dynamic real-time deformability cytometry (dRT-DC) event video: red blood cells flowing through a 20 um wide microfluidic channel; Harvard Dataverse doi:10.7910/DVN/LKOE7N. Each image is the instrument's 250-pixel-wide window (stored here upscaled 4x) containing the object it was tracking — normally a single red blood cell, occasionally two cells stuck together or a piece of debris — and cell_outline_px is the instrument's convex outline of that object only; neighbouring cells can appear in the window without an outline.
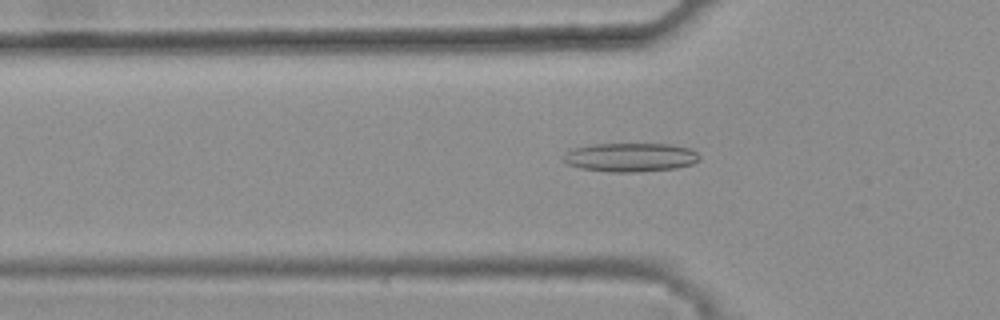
{"species": "common noctule bat (a hibernating species)", "species_latin": "Nyctalus noctula", "temperature_condition": "warm", "stored_images_in_passage": 36, "camera_frame_rate_fps": 3000, "um_per_image_px": 0.085, "animal": {"sex": "female", "body_mass_g": 25.1}, "frame": {"image": 1, "passage_image": 8, "time_ms": 2.333, "image_size_px": [1000, 320], "cell_outline_px": [[700, 160], [692, 164], [676, 168], [636, 172], [608, 172], [580, 168], [568, 164], [560, 160], [564, 152], [572, 148], [592, 144], [672, 144], [692, 148], [700, 156]], "centroid_in_image_um": [53.56, 13.37], "position_along_channel_um": 72.2, "area_um2": 23.24}}
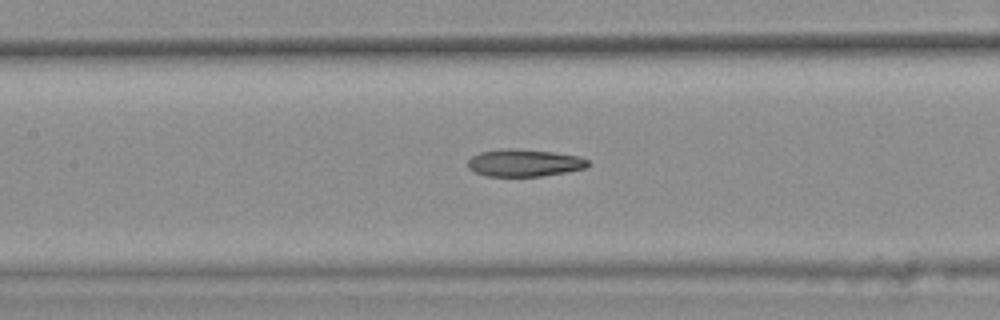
{"frame": {"image": 2, "passage_image": 15, "time_ms": 4.667, "image_size_px": [1000, 320], "cell_outline_px": [[588, 164], [584, 168], [564, 172], [540, 176], [488, 176], [476, 172], [468, 168], [468, 160], [472, 156], [480, 152], [508, 148], [512, 148], [552, 152], [580, 156], [588, 160]], "centroid_in_image_um": [44.54, 13.84], "position_along_channel_um": 162.9, "area_um2": 18.84}}
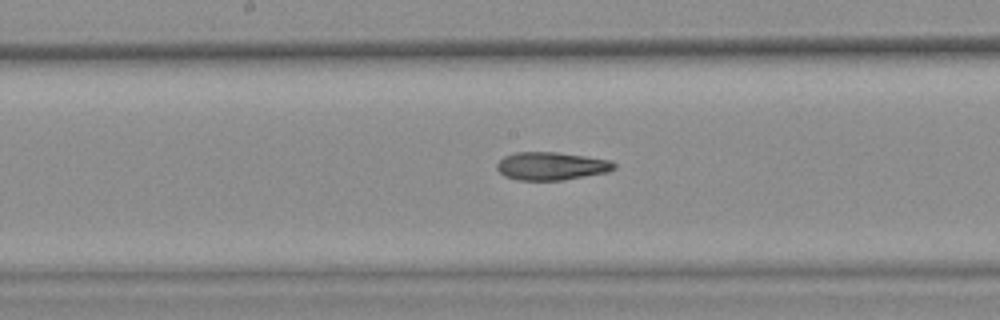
{"frame": {"image": 3, "passage_image": 18, "time_ms": 5.667, "image_size_px": [1000, 320], "cell_outline_px": [[616, 168], [608, 172], [564, 180], [516, 180], [504, 176], [496, 168], [496, 164], [504, 156], [516, 152], [556, 152], [584, 156], [608, 160], [616, 164]], "centroid_in_image_um": [46.84, 14.12], "position_along_channel_um": 201.4, "area_um2": 19.13}, "authors_computed_cell_mechanics": {"area_um2": 18.7561, "velocity_mm_per_s": 3.8583, "shape_relaxation_time_tau1_ms": null, "shape_relaxation_time_tau2_ms": 1.1717, "deformation_change_tau1": null, "deformation_change_tau2": 0.0717}}